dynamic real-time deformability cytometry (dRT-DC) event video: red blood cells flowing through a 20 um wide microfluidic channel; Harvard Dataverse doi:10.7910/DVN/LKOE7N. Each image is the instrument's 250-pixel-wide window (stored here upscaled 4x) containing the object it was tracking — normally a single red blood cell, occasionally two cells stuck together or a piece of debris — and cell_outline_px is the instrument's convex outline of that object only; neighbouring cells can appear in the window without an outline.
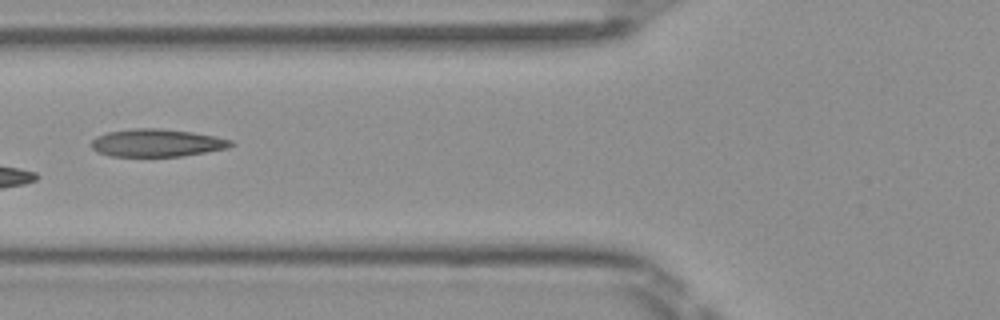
{"species": "Egyptian fruit bat (a non-hibernating species)", "species_latin": "Rousettus aegyptiacus", "temperature_condition": "room temperature", "stored_images_in_passage": 5, "camera_frame_rate_fps": 3000, "um_per_image_px": 0.085, "frame": {"image": 1, "passage_image": 4, "time_ms": 1.0, "image_size_px": [1000, 320], "cell_outline_px": [[236, 144], [228, 148], [184, 156], [112, 156], [96, 152], [92, 148], [92, 140], [96, 136], [108, 132], [132, 128], [160, 128], [192, 132], [216, 136], [232, 140]], "centroid_in_image_um": [13.36, 12.14], "position_along_channel_um": 112.4, "area_um2": 22.66}}
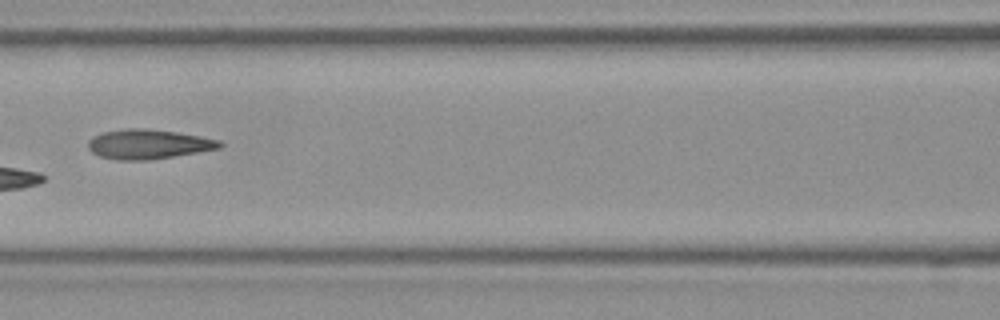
{"frame": {"image": 2, "passage_image": 5, "time_ms": 1.333, "image_size_px": [1000, 320], "cell_outline_px": [[224, 144], [220, 148], [152, 160], [116, 160], [100, 156], [92, 152], [88, 148], [88, 140], [92, 136], [104, 132], [124, 128], [148, 128], [176, 132], [200, 136], [220, 140]], "centroid_in_image_um": [12.59, 12.25], "position_along_channel_um": 154.0, "area_um2": 22.83}}